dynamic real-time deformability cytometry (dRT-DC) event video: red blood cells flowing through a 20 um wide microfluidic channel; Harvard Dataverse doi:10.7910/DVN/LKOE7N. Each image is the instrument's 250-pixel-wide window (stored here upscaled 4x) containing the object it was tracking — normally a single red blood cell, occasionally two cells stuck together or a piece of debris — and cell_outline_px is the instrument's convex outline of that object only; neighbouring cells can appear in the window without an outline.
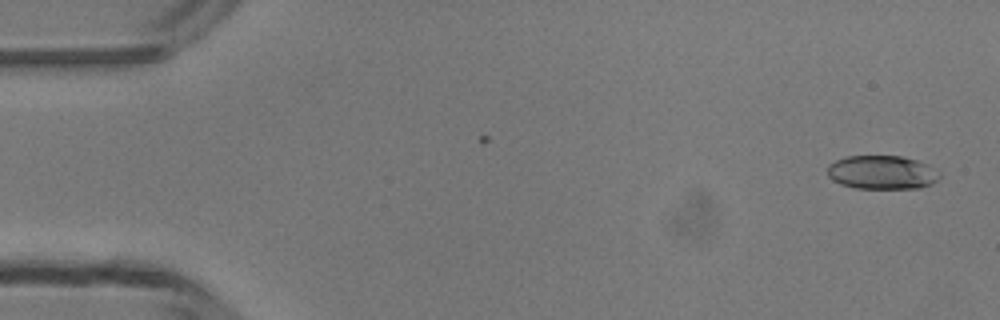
{"species": "common noctule bat (a hibernating species)", "species_latin": "Nyctalus noctula", "temperature_condition": "room temperature", "stored_images_in_passage": 48, "camera_frame_rate_fps": 3000, "um_per_image_px": 0.085, "animal": {"sex": "male", "body_mass_g": 13.3}, "frame": {"image": 1, "passage_image": 1, "time_ms": 0.0, "image_size_px": [1000, 320], "cell_outline_px": [[940, 180], [932, 184], [920, 188], [856, 188], [840, 184], [832, 180], [828, 176], [828, 164], [836, 160], [848, 156], [900, 156], [916, 160], [928, 164], [940, 172]], "centroid_in_image_um": [75.0, 14.66], "position_along_channel_um": 10.0, "area_um2": 22.2}}
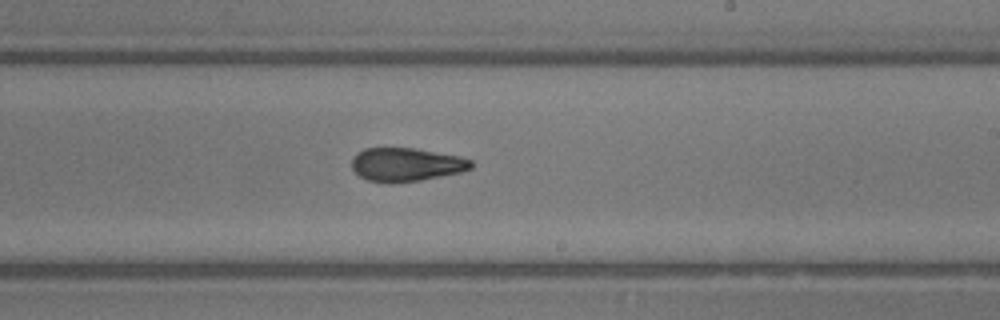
{"frame": {"image": 2, "passage_image": 28, "time_ms": 9.0, "image_size_px": [1000, 320], "cell_outline_px": [[472, 168], [460, 172], [420, 180], [392, 184], [384, 184], [368, 180], [360, 176], [352, 168], [352, 156], [356, 152], [364, 148], [412, 148], [460, 156], [472, 160]], "centroid_in_image_um": [34.48, 13.99], "position_along_channel_um": 254.5, "area_um2": 23.47}}
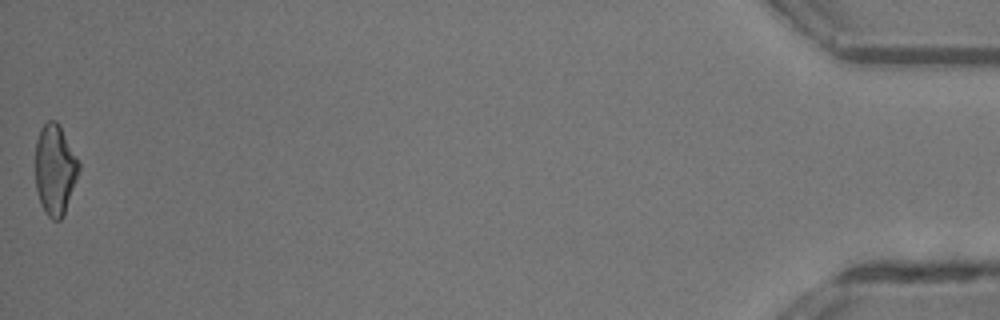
{"frame": {"image": 3, "passage_image": 48, "time_ms": 15.667, "image_size_px": [1000, 320], "cell_outline_px": [[80, 168], [64, 216], [60, 220], [52, 220], [44, 212], [40, 204], [36, 188], [36, 140], [40, 128], [48, 120], [56, 120], [80, 164]], "centroid_in_image_um": [4.66, 14.46], "position_along_channel_um": 430.5, "area_um2": 22.77}, "authors_computed_cell_mechanics": {"area_um2": 23.6402, "velocity_mm_per_s": 4.1906, "shape_relaxation_time_tau1_ms": 7.6464, "shape_relaxation_time_tau2_ms": 2.4138, "deformation_change_tau1": 0.2187, "deformation_change_tau2": 0.1071}}